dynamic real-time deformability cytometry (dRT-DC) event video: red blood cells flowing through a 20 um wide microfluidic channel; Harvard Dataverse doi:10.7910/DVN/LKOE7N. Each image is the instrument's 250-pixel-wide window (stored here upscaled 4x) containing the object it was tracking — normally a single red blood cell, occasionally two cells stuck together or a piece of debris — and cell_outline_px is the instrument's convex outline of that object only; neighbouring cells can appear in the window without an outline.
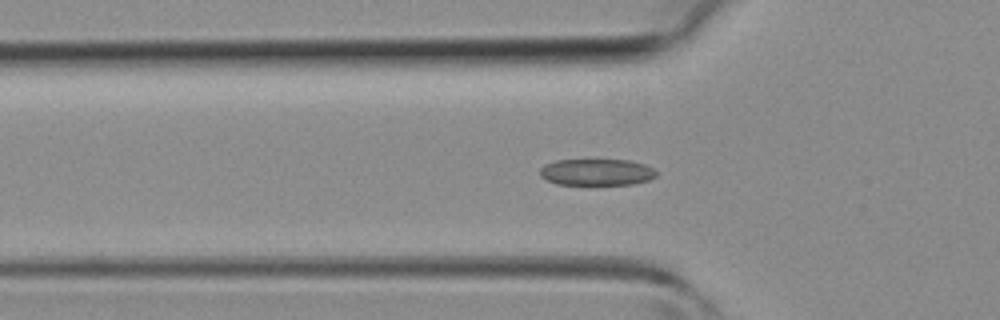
{"species": "common noctule bat (a hibernating species)", "species_latin": "Nyctalus noctula", "temperature_condition": "room temperature", "stored_images_in_passage": 41, "camera_frame_rate_fps": 3000, "um_per_image_px": 0.085, "animal": {"sex": "female", "body_mass_g": 19.3, "forearm_length_mm": 54.1}, "frame": {"image": 1, "passage_image": 12, "time_ms": 3.667, "image_size_px": [1000, 320], "cell_outline_px": [[656, 176], [648, 180], [632, 184], [556, 184], [540, 176], [540, 168], [544, 164], [556, 160], [628, 160], [644, 164], [652, 168], [656, 172]], "centroid_in_image_um": [50.69, 14.63], "position_along_channel_um": 75.1, "area_um2": 17.86}}
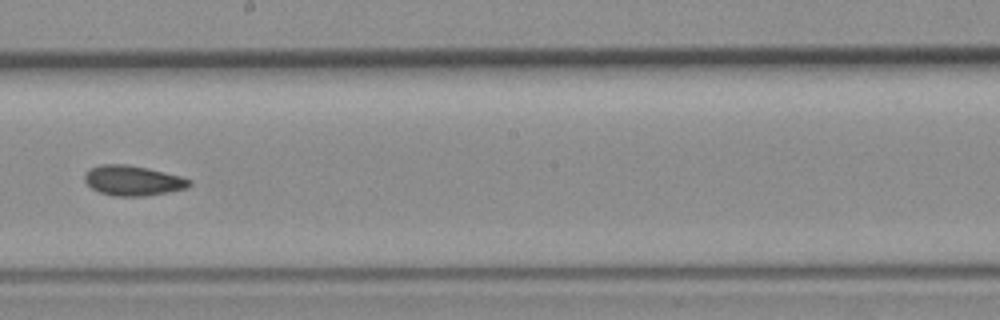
{"frame": {"image": 2, "passage_image": 22, "time_ms": 7.0, "image_size_px": [1000, 320], "cell_outline_px": [[192, 184], [188, 188], [148, 196], [112, 196], [100, 192], [92, 188], [84, 180], [84, 172], [100, 164], [128, 164], [148, 168], [180, 176], [192, 180]], "centroid_in_image_um": [11.31, 15.35], "position_along_channel_um": 236.9, "area_um2": 18.5}}
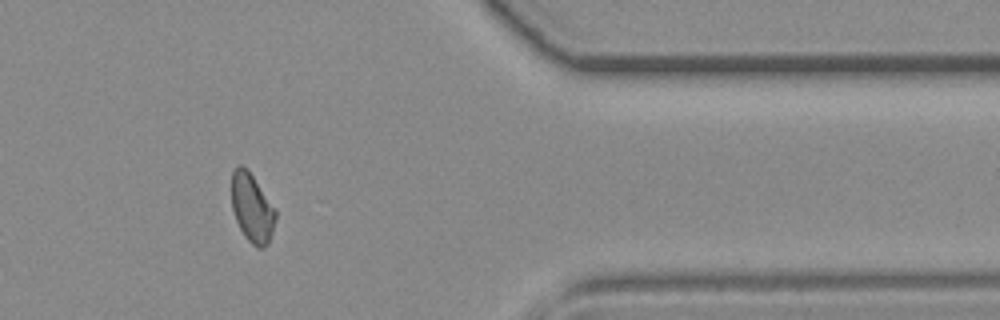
{"frame": {"image": 3, "passage_image": 33, "time_ms": 10.667, "image_size_px": [1000, 320], "cell_outline_px": [[276, 220], [268, 244], [264, 248], [256, 248], [244, 236], [236, 220], [232, 208], [232, 172], [240, 164], [248, 168], [276, 208]], "centroid_in_image_um": [21.44, 17.67], "position_along_channel_um": 390.0, "area_um2": 17.86}}